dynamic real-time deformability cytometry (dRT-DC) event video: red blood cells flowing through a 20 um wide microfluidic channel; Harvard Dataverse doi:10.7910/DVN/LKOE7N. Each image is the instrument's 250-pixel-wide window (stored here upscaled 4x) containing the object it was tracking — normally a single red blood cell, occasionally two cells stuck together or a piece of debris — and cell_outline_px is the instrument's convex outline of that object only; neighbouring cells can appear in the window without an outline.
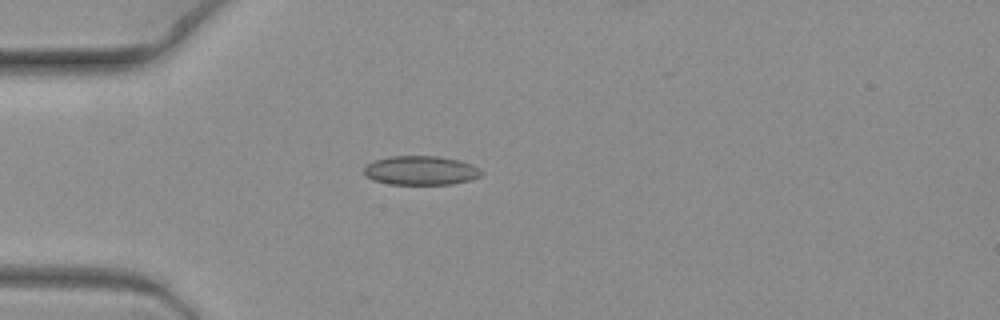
{"species": "common noctule bat (a hibernating species)", "species_latin": "Nyctalus noctula", "temperature_condition": "warm", "stored_images_in_passage": 6, "camera_frame_rate_fps": 3000, "um_per_image_px": 0.085, "animal": {"sex": "female", "body_mass_g": 19.3, "forearm_length_mm": 54.1}, "frame": {"image": 1, "passage_image": 4, "time_ms": 1.0, "image_size_px": [1000, 320], "cell_outline_px": [[484, 172], [480, 176], [468, 180], [452, 184], [388, 184], [372, 180], [364, 176], [364, 168], [368, 164], [376, 160], [388, 156], [436, 156], [456, 160], [472, 164], [480, 168]], "centroid_in_image_um": [35.75, 14.49], "position_along_channel_um": 49.3, "area_um2": 19.88}}
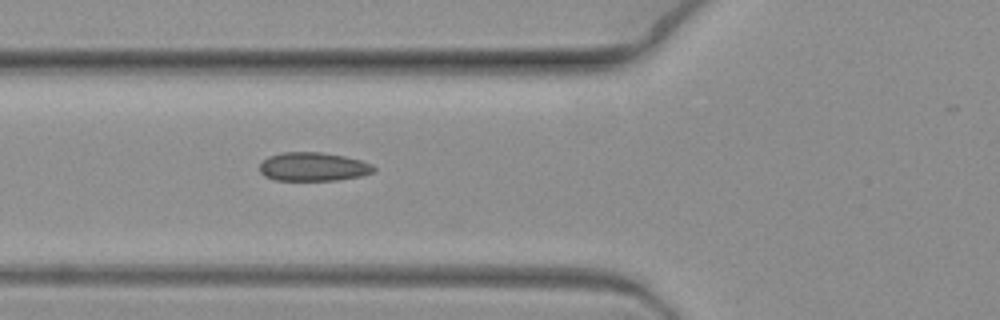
{"frame": {"image": 2, "passage_image": 6, "time_ms": 1.667, "image_size_px": [1000, 320], "cell_outline_px": [[376, 172], [360, 176], [336, 180], [276, 180], [264, 176], [260, 172], [260, 164], [268, 156], [284, 152], [320, 152], [344, 156], [360, 160], [372, 164], [376, 168]], "centroid_in_image_um": [26.64, 14.17], "position_along_channel_um": 99.2, "area_um2": 19.07}}